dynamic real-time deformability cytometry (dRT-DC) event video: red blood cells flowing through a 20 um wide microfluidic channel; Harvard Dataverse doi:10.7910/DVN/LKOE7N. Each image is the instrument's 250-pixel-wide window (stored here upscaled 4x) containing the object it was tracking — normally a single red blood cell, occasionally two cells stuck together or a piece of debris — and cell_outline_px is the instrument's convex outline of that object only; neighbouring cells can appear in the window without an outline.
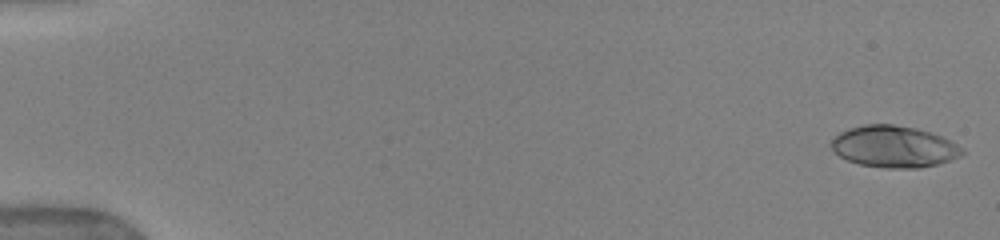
{"species": "human", "species_latin": "Homo sapiens", "temperature_condition": "warm", "stored_images_in_passage": 27, "camera_frame_rate_fps": 3000, "um_per_image_px": 0.085, "donor": {"sex": "female"}, "frame": {"image": 1, "passage_image": 1, "time_ms": 0.0, "image_size_px": [1000, 240], "cell_outline_px": [[964, 152], [960, 156], [952, 160], [920, 168], [884, 168], [860, 164], [848, 160], [840, 156], [832, 148], [832, 140], [840, 132], [848, 128], [864, 124], [892, 124], [916, 128], [940, 136], [956, 144]], "centroid_in_image_um": [75.97, 12.46], "position_along_channel_um": 9.0, "area_um2": 31.44}}
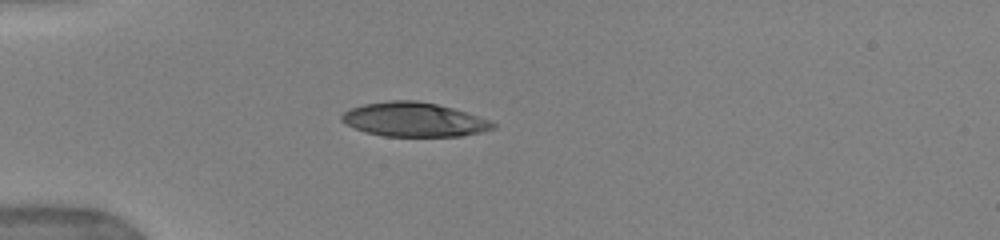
{"frame": {"image": 2, "passage_image": 15, "time_ms": 4.667, "image_size_px": [1000, 240], "cell_outline_px": [[496, 128], [480, 132], [460, 136], [384, 136], [364, 132], [340, 120], [340, 116], [344, 112], [352, 108], [364, 104], [392, 100], [416, 100], [436, 104], [452, 108], [488, 120], [496, 124]], "centroid_in_image_um": [35.17, 10.17], "position_along_channel_um": 49.8, "area_um2": 29.77}}